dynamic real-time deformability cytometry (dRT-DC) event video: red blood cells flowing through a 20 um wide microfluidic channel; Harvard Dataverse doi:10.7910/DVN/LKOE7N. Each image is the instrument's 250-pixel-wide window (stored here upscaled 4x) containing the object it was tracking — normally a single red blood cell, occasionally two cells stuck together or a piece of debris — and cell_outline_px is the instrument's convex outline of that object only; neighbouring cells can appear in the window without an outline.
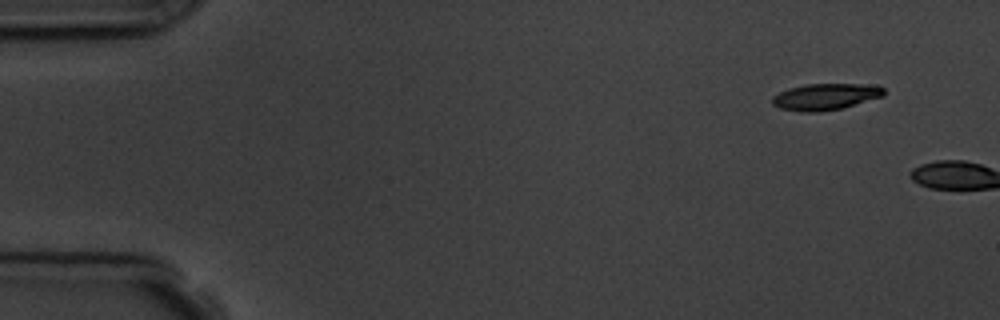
{"species": "common noctule bat (a hibernating species)", "species_latin": "Nyctalus noctula", "temperature_condition": "room temperature", "stored_images_in_passage": 2, "camera_frame_rate_fps": 3000, "um_per_image_px": 0.085, "animal": {"sex": "male", "body_mass_g": 19.5, "forearm_length_mm": 54.6}, "frame": {"image": 1, "passage_image": 1, "time_ms": 0.0, "image_size_px": [1000, 320], "cell_outline_px": [[884, 96], [840, 108], [820, 112], [800, 112], [780, 108], [772, 104], [772, 96], [788, 88], [804, 84], [880, 84], [884, 88]], "centroid_in_image_um": [70.17, 8.21], "position_along_channel_um": 14.8, "area_um2": 17.34}}